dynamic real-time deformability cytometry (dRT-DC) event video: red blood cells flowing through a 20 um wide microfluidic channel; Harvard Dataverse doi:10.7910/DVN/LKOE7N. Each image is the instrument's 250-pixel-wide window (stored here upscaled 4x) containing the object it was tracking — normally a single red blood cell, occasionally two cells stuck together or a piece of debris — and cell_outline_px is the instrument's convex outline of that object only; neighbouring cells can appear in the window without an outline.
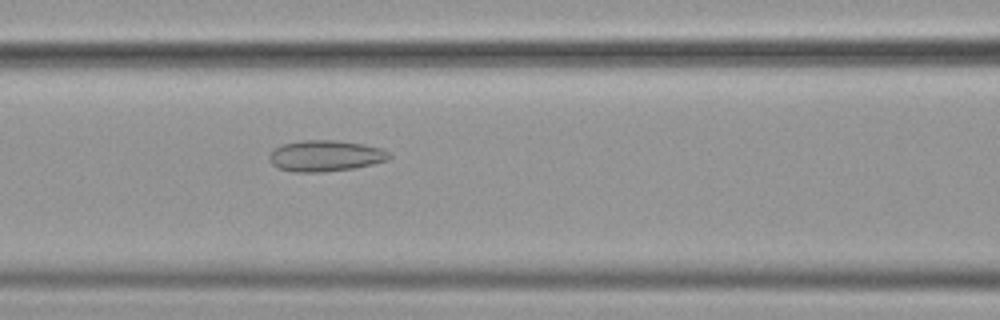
{"species": "common noctule bat (a hibernating species)", "species_latin": "Nyctalus noctula", "temperature_condition": "cold", "stored_images_in_passage": 51, "camera_frame_rate_fps": 3000, "um_per_image_px": 0.085, "animal": {"sex": "female", "body_mass_g": 19.9}, "frame": {"image": 1, "passage_image": 25, "time_ms": 8.0, "image_size_px": [1000, 320], "cell_outline_px": [[392, 156], [388, 160], [356, 168], [320, 172], [296, 172], [276, 168], [268, 160], [268, 156], [276, 148], [284, 144], [304, 140], [336, 140], [364, 144], [380, 148], [392, 152]], "centroid_in_image_um": [27.69, 13.25], "position_along_channel_um": 138.9, "area_um2": 21.85}}
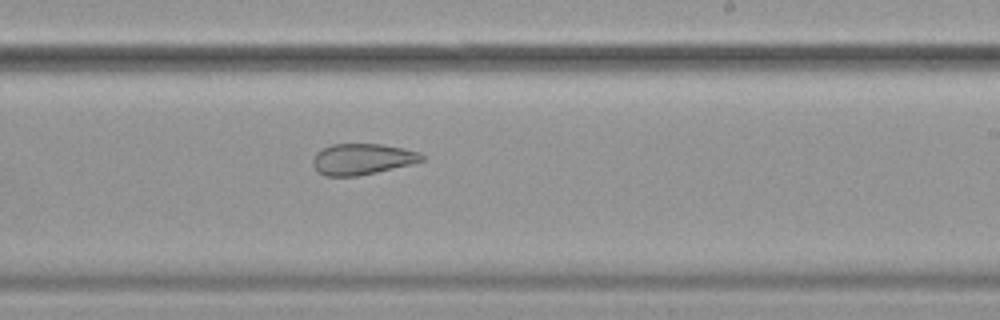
{"frame": {"image": 2, "passage_image": 35, "time_ms": 11.333, "image_size_px": [1000, 320], "cell_outline_px": [[424, 160], [412, 164], [376, 172], [356, 176], [324, 176], [316, 172], [312, 164], [312, 160], [316, 152], [332, 144], [380, 144], [404, 148], [420, 152], [424, 156]], "centroid_in_image_um": [30.77, 13.53], "position_along_channel_um": 258.2, "area_um2": 19.83}}
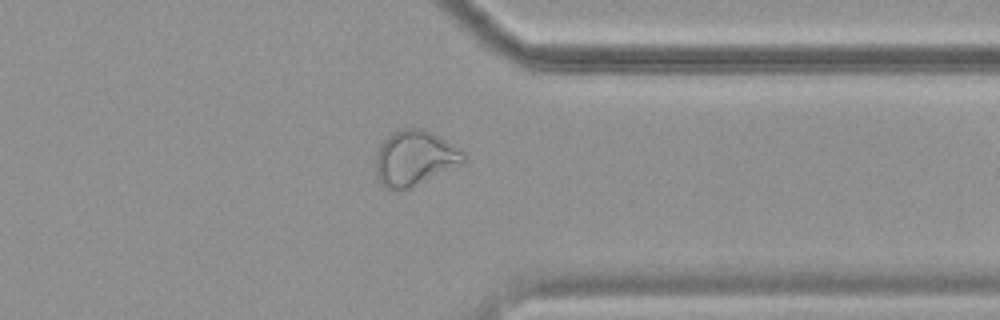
{"frame": {"image": 3, "passage_image": 45, "time_ms": 14.667, "image_size_px": [1000, 320], "cell_outline_px": [[464, 164], [408, 188], [392, 192], [380, 184], [376, 176], [376, 152], [380, 144], [392, 132], [400, 128], [424, 128], [432, 132], [460, 148], [464, 152]], "centroid_in_image_um": [35.23, 13.44], "position_along_channel_um": 376.2, "area_um2": 28.55}}